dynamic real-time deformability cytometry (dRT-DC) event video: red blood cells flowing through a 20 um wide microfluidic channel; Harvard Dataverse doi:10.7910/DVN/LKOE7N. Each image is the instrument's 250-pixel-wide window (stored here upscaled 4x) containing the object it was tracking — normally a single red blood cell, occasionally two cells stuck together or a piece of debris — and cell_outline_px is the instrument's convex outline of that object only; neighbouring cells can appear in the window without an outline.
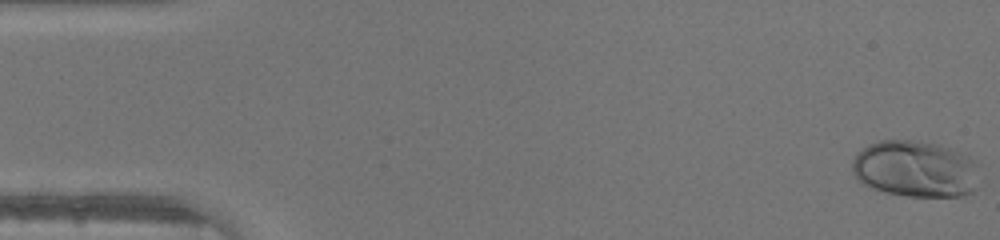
{"species": "human", "species_latin": "Homo sapiens", "temperature_condition": "warm", "stored_images_in_passage": 46, "camera_frame_rate_fps": 3000, "um_per_image_px": 0.085, "donor": {"sex": "male"}, "frame": {"image": 1, "passage_image": 1, "time_ms": 0.0, "image_size_px": [1000, 240], "cell_outline_px": [[980, 164], [976, 188], [972, 192], [960, 196], [908, 196], [884, 192], [872, 188], [864, 184], [852, 172], [852, 160], [856, 152], [868, 144], [880, 140], [912, 140], [936, 144], [948, 148], [968, 156], [976, 160]], "centroid_in_image_um": [77.81, 14.36], "position_along_channel_um": 7.2, "area_um2": 42.25}}
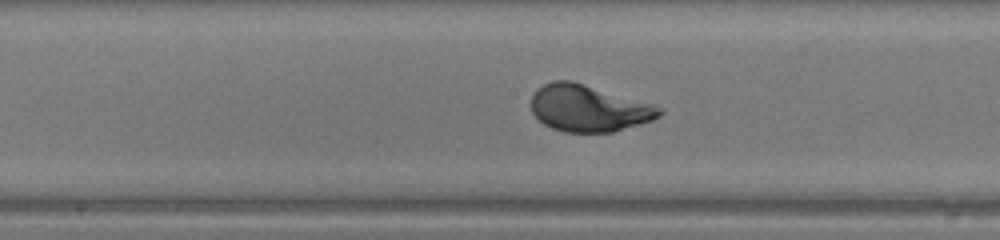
{"frame": {"image": 2, "passage_image": 24, "time_ms": 7.667, "image_size_px": [1000, 240], "cell_outline_px": [[664, 112], [660, 116], [652, 120], [612, 132], [564, 132], [552, 128], [544, 124], [532, 112], [532, 96], [536, 88], [552, 80], [572, 80], [652, 104], [664, 108]], "centroid_in_image_um": [50.03, 9.19], "position_along_channel_um": 198.2, "area_um2": 34.8}}
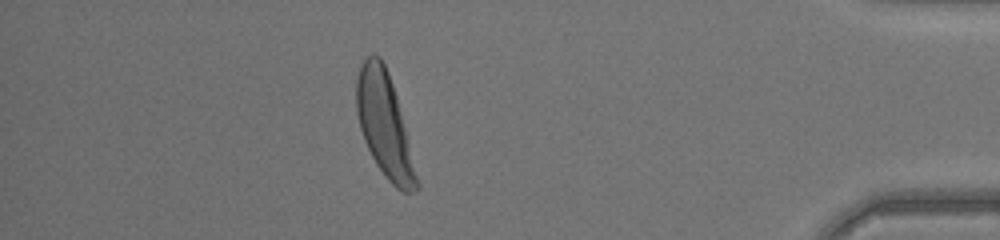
{"frame": {"image": 3, "passage_image": 41, "time_ms": 13.333, "image_size_px": [1000, 240], "cell_outline_px": [[420, 188], [416, 192], [404, 192], [396, 188], [384, 176], [376, 164], [364, 140], [360, 128], [356, 112], [356, 76], [360, 64], [372, 52], [380, 56], [388, 72], [396, 96], [420, 184]], "centroid_in_image_um": [32.66, 10.61], "position_along_channel_um": 402.5, "area_um2": 36.24}}